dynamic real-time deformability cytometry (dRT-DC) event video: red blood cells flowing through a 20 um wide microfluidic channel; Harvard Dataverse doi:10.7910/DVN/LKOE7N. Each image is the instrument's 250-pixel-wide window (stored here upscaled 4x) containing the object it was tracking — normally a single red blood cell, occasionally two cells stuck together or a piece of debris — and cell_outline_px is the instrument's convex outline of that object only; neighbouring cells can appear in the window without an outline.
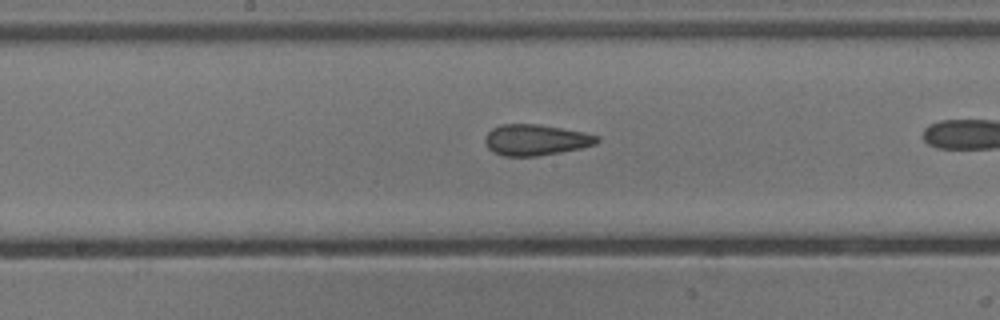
{"species": "common noctule bat (a hibernating species)", "species_latin": "Nyctalus noctula", "temperature_condition": "cold", "stored_images_in_passage": 26, "camera_frame_rate_fps": 3000, "um_per_image_px": 0.085, "animal": {"sex": "male", "body_mass_g": 13.3}, "frame": {"image": 1, "passage_image": 12, "time_ms": 3.667, "image_size_px": [1000, 320], "cell_outline_px": [[600, 140], [596, 144], [580, 148], [560, 152], [536, 156], [504, 156], [492, 152], [488, 148], [484, 140], [488, 132], [492, 128], [500, 124], [536, 124], [584, 132], [600, 136]], "centroid_in_image_um": [45.53, 11.89], "position_along_channel_um": 202.7, "area_um2": 20.17}}
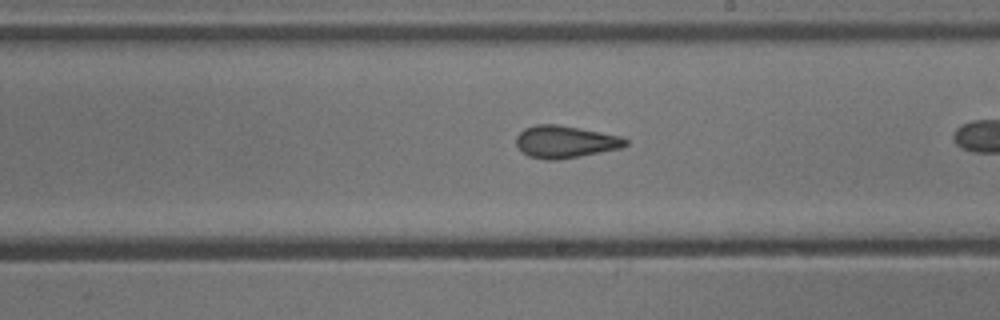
{"frame": {"image": 2, "passage_image": 15, "time_ms": 4.667, "image_size_px": [1000, 320], "cell_outline_px": [[628, 144], [620, 148], [580, 156], [556, 160], [548, 160], [528, 156], [516, 144], [516, 136], [524, 128], [536, 124], [556, 124], [580, 128], [620, 136], [628, 140]], "centroid_in_image_um": [48.03, 12.04], "position_along_channel_um": 241.0, "area_um2": 20.4}}